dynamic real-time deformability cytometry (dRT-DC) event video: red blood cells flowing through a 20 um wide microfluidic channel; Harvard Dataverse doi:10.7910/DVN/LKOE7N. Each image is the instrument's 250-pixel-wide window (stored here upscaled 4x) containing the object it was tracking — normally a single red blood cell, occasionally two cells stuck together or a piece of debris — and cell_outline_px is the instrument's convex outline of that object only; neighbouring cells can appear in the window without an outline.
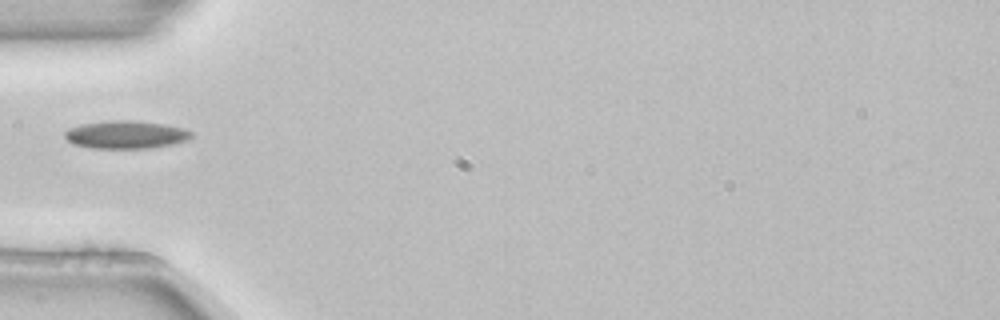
{"species": "common noctule bat (a hibernating species)", "species_latin": "Nyctalus noctula", "temperature_condition": "room temperature", "stored_images_in_passage": 3, "camera_frame_rate_fps": 3000, "um_per_image_px": 0.085, "animal": {"sex": "female", "body_mass_g": 22.7, "forearm_length_mm": 54.2}, "frame": {"image": 1, "passage_image": 1, "time_ms": 0.0, "image_size_px": [1000, 320], "cell_outline_px": [[192, 136], [188, 140], [172, 144], [148, 148], [92, 148], [72, 144], [64, 136], [64, 132], [68, 128], [80, 124], [112, 120], [132, 120], [164, 124], [184, 128], [192, 132]], "centroid_in_image_um": [10.68, 11.44], "position_along_channel_um": 74.3, "area_um2": 20.63}}